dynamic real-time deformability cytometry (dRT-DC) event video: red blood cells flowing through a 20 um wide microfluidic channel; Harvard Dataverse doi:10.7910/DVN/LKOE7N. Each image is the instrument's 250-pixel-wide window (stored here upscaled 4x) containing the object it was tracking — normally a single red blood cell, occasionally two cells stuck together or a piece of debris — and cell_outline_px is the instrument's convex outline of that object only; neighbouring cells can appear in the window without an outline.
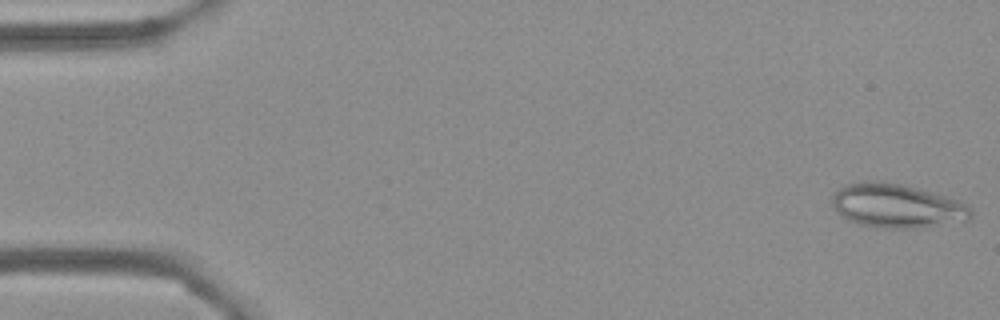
{"species": "Egyptian fruit bat (a non-hibernating species)", "species_latin": "Rousettus aegyptiacus", "temperature_condition": "cold", "stored_images_in_passage": 4, "camera_frame_rate_fps": 3000, "um_per_image_px": 0.085, "frame": {"image": 1, "passage_image": 1, "time_ms": 0.0, "image_size_px": [1000, 320], "cell_outline_px": [[972, 216], [968, 220], [916, 228], [892, 228], [860, 224], [840, 216], [836, 212], [832, 204], [832, 196], [844, 184], [868, 180], [880, 180], [904, 184], [948, 196], [964, 204], [972, 212]], "centroid_in_image_um": [76.19, 17.47], "position_along_channel_um": 8.8, "area_um2": 35.49}}